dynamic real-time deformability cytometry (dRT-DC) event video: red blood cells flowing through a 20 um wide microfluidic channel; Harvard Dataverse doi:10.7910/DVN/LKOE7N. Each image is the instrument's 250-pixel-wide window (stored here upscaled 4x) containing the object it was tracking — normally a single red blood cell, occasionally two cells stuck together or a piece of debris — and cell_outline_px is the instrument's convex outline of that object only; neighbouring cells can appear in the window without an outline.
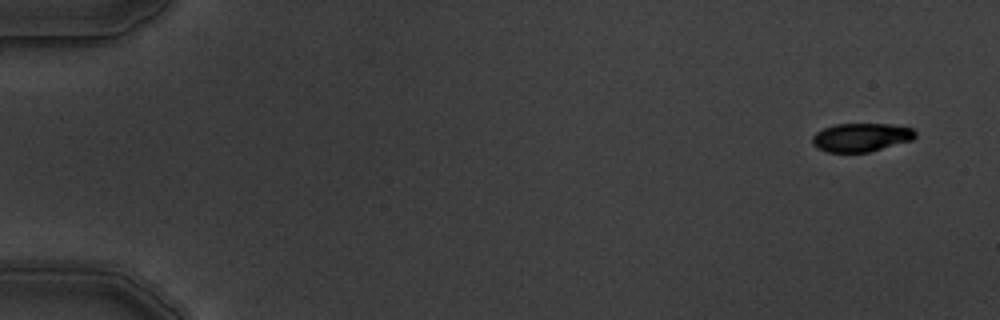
{"species": "common noctule bat (a hibernating species)", "species_latin": "Nyctalus noctula", "temperature_condition": "warm", "stored_images_in_passage": 5, "camera_frame_rate_fps": 3000, "um_per_image_px": 0.085, "animal": {"sex": "male", "body_mass_g": 19.5, "forearm_length_mm": 54.6}, "frame": {"image": 1, "passage_image": 1, "time_ms": 0.0, "image_size_px": [1000, 320], "cell_outline_px": [[916, 136], [912, 140], [868, 152], [828, 152], [816, 148], [812, 144], [812, 136], [816, 132], [824, 128], [836, 124], [892, 124], [912, 128], [916, 132]], "centroid_in_image_um": [73.18, 11.67], "position_along_channel_um": 11.8, "area_um2": 17.11}}
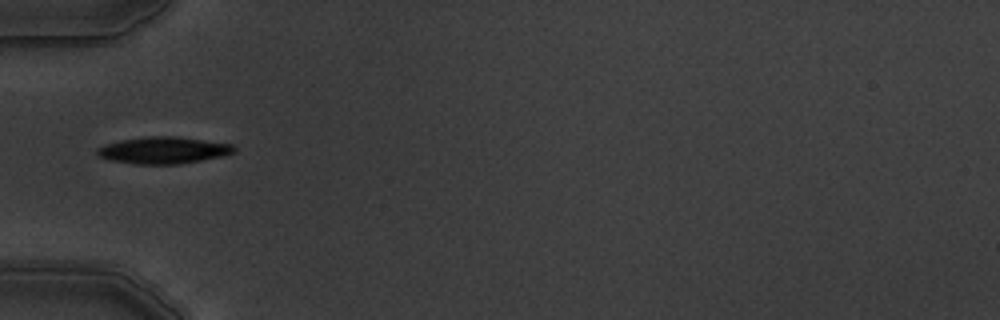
{"frame": {"image": 2, "passage_image": 5, "time_ms": 5.333, "image_size_px": [1000, 320], "cell_outline_px": [[236, 152], [224, 156], [180, 164], [136, 164], [112, 160], [100, 156], [96, 152], [96, 148], [120, 140], [148, 136], [176, 136], [232, 144], [236, 148]], "centroid_in_image_um": [13.94, 12.77], "position_along_channel_um": 71.1, "area_um2": 21.33}}